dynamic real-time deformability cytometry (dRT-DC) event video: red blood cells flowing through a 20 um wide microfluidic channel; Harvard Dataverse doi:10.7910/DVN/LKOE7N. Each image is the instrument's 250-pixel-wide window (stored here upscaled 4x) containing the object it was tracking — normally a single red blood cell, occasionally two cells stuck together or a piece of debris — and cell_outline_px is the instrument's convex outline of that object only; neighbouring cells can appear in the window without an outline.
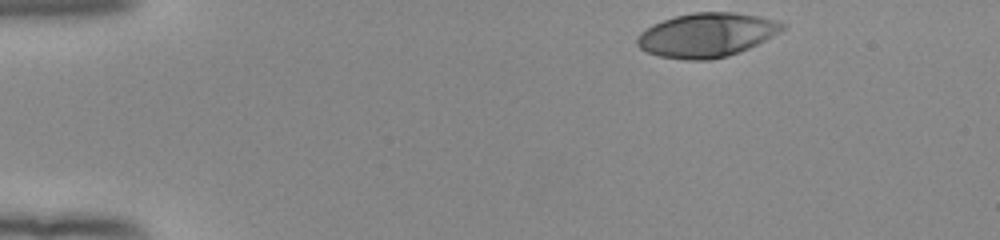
{"species": "human", "species_latin": "Homo sapiens", "temperature_condition": "room temperature", "stored_images_in_passage": 46, "camera_frame_rate_fps": 3000, "um_per_image_px": 0.085, "donor": {"sex": "female"}, "frame": {"image": 1, "passage_image": 1, "time_ms": 0.0, "image_size_px": [1000, 240], "cell_outline_px": [[788, 24], [780, 32], [748, 48], [728, 56], [708, 60], [688, 60], [660, 56], [648, 52], [640, 48], [636, 44], [636, 40], [640, 32], [652, 24], [676, 16], [696, 12], [736, 12], [776, 20]], "centroid_in_image_um": [60.06, 2.97], "position_along_channel_um": 24.9, "area_um2": 37.11}}
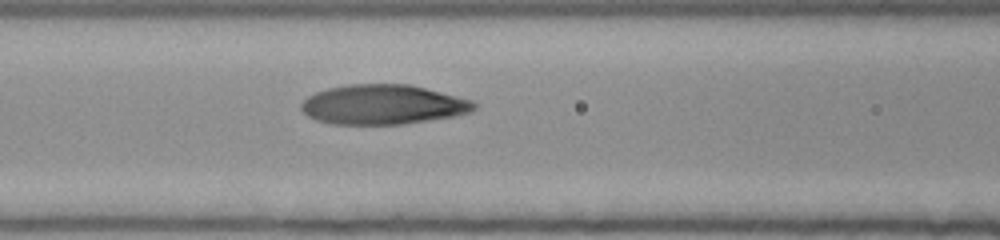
{"frame": {"image": 2, "passage_image": 17, "time_ms": 5.333, "image_size_px": [1000, 240], "cell_outline_px": [[476, 108], [472, 112], [456, 116], [400, 124], [332, 124], [316, 120], [308, 116], [300, 108], [300, 104], [308, 96], [316, 92], [328, 88], [348, 84], [408, 84], [476, 100]], "centroid_in_image_um": [32.58, 8.88], "position_along_channel_um": 134.0, "area_um2": 40.17}}
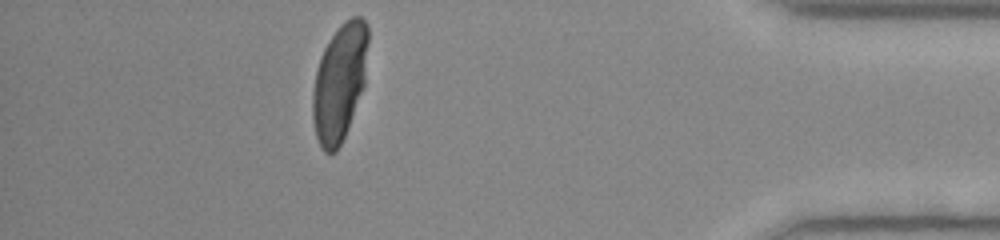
{"frame": {"image": 3, "passage_image": 41, "time_ms": 13.333, "image_size_px": [1000, 240], "cell_outline_px": [[368, 44], [364, 88], [344, 136], [336, 152], [324, 152], [316, 136], [312, 120], [312, 92], [316, 68], [320, 56], [328, 40], [340, 24], [352, 16], [360, 16], [368, 24]], "centroid_in_image_um": [28.86, 6.96], "position_along_channel_um": 406.3, "area_um2": 38.15}, "authors_computed_cell_mechanics": {"area_um2": 38.8705, "velocity_mm_per_s": 3.9142, "shape_relaxation_time_tau1_ms": 5.2351, "shape_relaxation_time_tau2_ms": null, "deformation_change_tau1": 0.2393, "deformation_change_tau2": null}}